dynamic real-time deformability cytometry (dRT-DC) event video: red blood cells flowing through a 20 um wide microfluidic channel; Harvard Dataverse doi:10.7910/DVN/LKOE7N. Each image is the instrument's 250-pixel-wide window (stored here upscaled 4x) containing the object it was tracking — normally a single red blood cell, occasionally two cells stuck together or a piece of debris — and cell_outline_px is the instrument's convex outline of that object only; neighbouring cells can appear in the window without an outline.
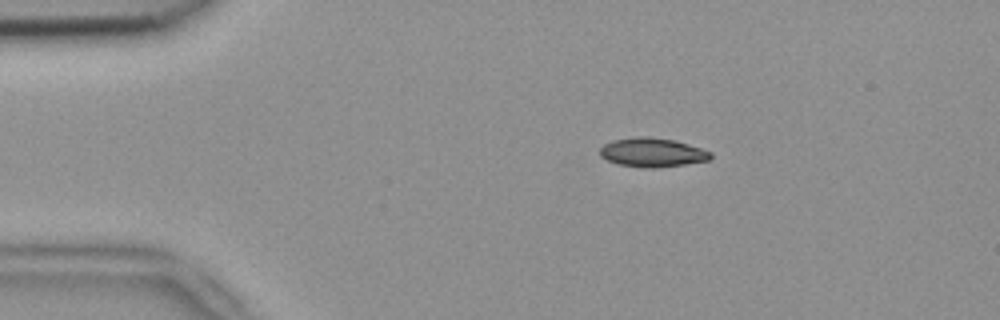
{"species": "common noctule bat (a hibernating species)", "species_latin": "Nyctalus noctula", "temperature_condition": "room temperature", "stored_images_in_passage": 45, "camera_frame_rate_fps": 3000, "um_per_image_px": 0.085, "animal": {"sex": "female", "body_mass_g": 18.4}, "frame": {"image": 1, "passage_image": 2, "time_ms": 0.333, "image_size_px": [1000, 320], "cell_outline_px": [[712, 156], [708, 160], [684, 164], [652, 168], [648, 168], [616, 164], [600, 156], [600, 148], [604, 144], [612, 140], [632, 136], [648, 136], [676, 140], [712, 152]], "centroid_in_image_um": [55.41, 12.94], "position_along_channel_um": 29.6, "area_um2": 18.79}}
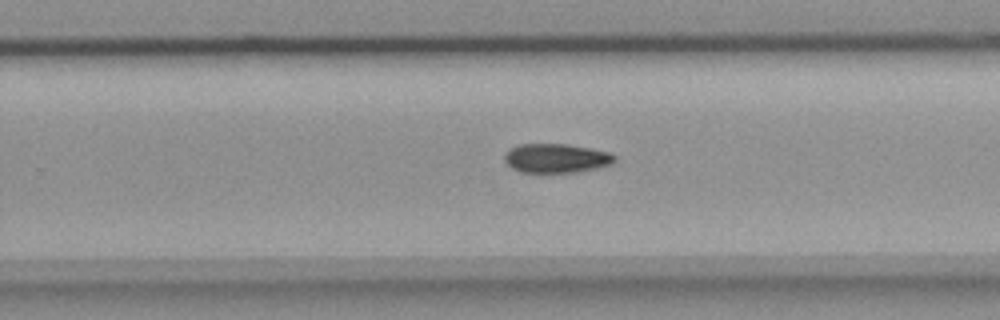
{"frame": {"image": 2, "passage_image": 26, "time_ms": 8.333, "image_size_px": [1000, 320], "cell_outline_px": [[616, 160], [612, 164], [576, 172], [524, 172], [512, 168], [504, 160], [504, 152], [508, 148], [520, 144], [568, 144], [612, 152], [616, 156]], "centroid_in_image_um": [47.28, 13.43], "position_along_channel_um": 282.5, "area_um2": 18.79}}
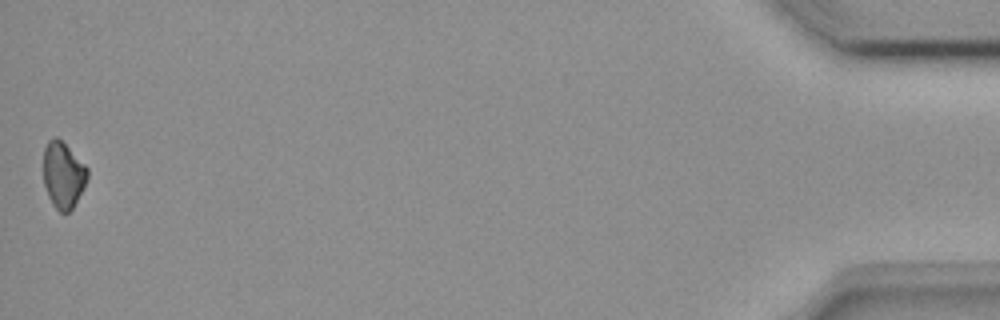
{"frame": {"image": 3, "passage_image": 45, "time_ms": 14.667, "image_size_px": [1000, 320], "cell_outline_px": [[88, 176], [84, 188], [72, 208], [68, 212], [60, 212], [52, 204], [48, 196], [44, 184], [44, 148], [48, 140], [52, 136], [56, 136], [88, 168]], "centroid_in_image_um": [5.36, 14.87], "position_along_channel_um": 429.8, "area_um2": 16.82}, "authors_computed_cell_mechanics": {"area_um2": 18.785, "velocity_mm_per_s": 3.8331, "shape_relaxation_time_tau1_ms": 2.7105, "shape_relaxation_time_tau2_ms": null, "deformation_change_tau1": 0.0957, "deformation_change_tau2": null}}